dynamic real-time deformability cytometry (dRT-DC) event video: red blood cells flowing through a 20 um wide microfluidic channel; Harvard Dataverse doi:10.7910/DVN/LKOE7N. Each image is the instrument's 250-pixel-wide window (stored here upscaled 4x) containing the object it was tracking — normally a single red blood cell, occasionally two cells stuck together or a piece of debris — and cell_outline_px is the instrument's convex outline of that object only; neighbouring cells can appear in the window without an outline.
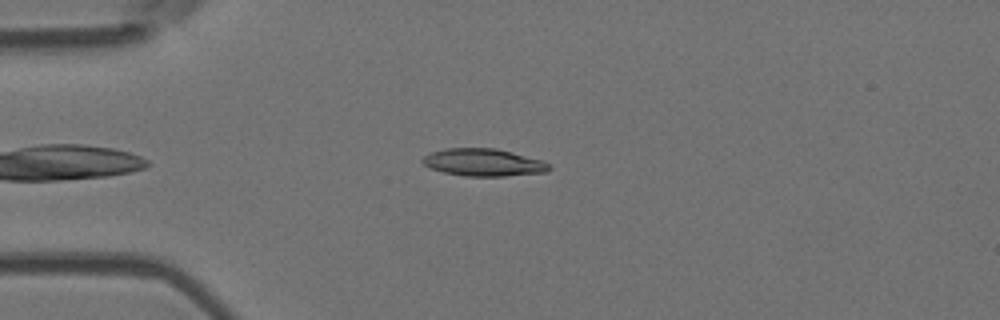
{"species": "Egyptian fruit bat (a non-hibernating species)", "species_latin": "Rousettus aegyptiacus", "temperature_condition": "room temperature", "stored_images_in_passage": 3, "camera_frame_rate_fps": 3000, "um_per_image_px": 0.085, "animal": {"sex": "female"}, "frame": {"image": 1, "passage_image": 1, "time_ms": 0.0, "image_size_px": [1000, 320], "cell_outline_px": [[552, 168], [548, 172], [504, 176], [464, 176], [444, 172], [432, 168], [424, 164], [420, 160], [424, 156], [432, 152], [444, 148], [496, 148], [544, 160]], "centroid_in_image_um": [41.13, 13.8], "position_along_channel_um": 43.9, "area_um2": 20.29}}
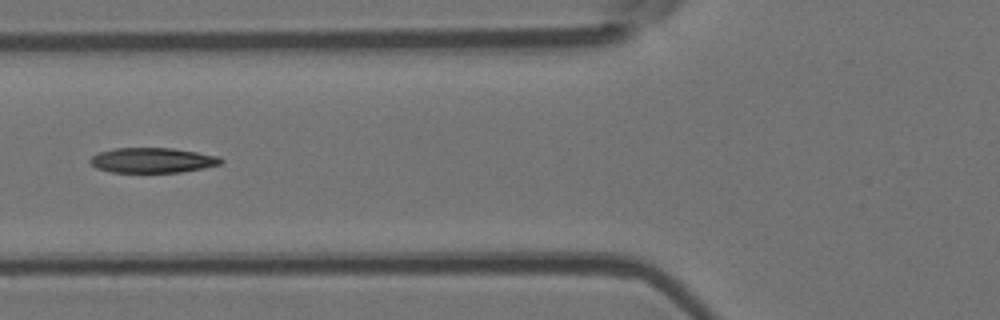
{"frame": {"image": 2, "passage_image": 3, "time_ms": 2.333, "image_size_px": [1000, 320], "cell_outline_px": [[224, 160], [220, 164], [204, 168], [180, 172], [112, 172], [96, 168], [88, 160], [92, 156], [100, 152], [116, 148], [172, 148], [220, 156]], "centroid_in_image_um": [12.97, 13.62], "position_along_channel_um": 112.8, "area_um2": 19.02}}